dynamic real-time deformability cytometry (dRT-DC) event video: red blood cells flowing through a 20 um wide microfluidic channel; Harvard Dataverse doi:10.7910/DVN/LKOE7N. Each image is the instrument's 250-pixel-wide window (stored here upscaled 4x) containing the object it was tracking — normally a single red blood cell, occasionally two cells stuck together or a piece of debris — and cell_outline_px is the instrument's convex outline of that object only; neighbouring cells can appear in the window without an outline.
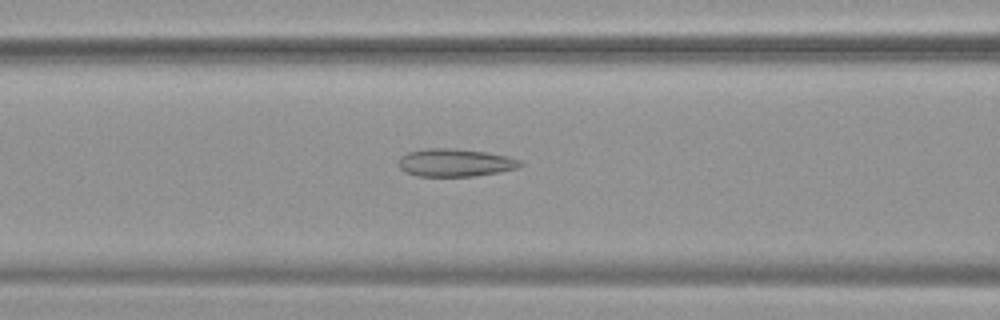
{"species": "common noctule bat (a hibernating species)", "species_latin": "Nyctalus noctula", "temperature_condition": "warm", "stored_images_in_passage": 54, "camera_frame_rate_fps": 3000, "um_per_image_px": 0.085, "animal": {"sex": "female", "body_mass_g": 19.9}, "frame": {"image": 1, "passage_image": 23, "time_ms": 7.333, "image_size_px": [1000, 320], "cell_outline_px": [[524, 164], [516, 168], [500, 172], [472, 176], [416, 176], [404, 172], [396, 164], [400, 156], [408, 152], [428, 148], [456, 148], [488, 152], [508, 156], [520, 160]], "centroid_in_image_um": [38.66, 13.82], "position_along_channel_um": 127.9, "area_um2": 20.0}}
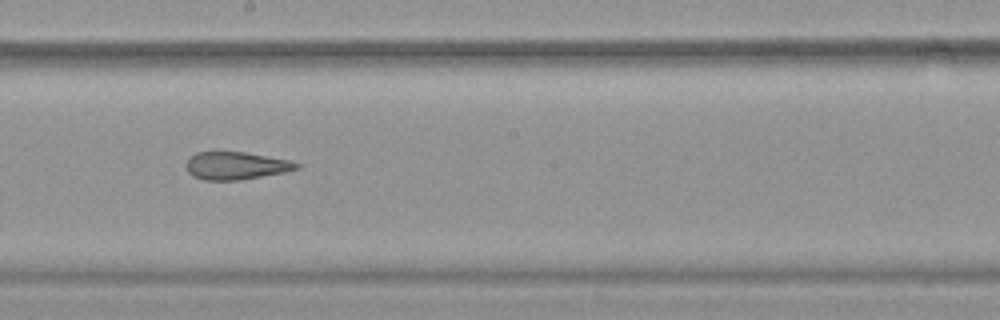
{"frame": {"image": 2, "passage_image": 31, "time_ms": 10.0, "image_size_px": [1000, 320], "cell_outline_px": [[304, 164], [300, 168], [284, 172], [240, 180], [204, 180], [192, 176], [188, 172], [184, 164], [188, 156], [196, 152], [244, 152], [288, 160]], "centroid_in_image_um": [20.02, 14.08], "position_along_channel_um": 228.2, "area_um2": 17.98}}
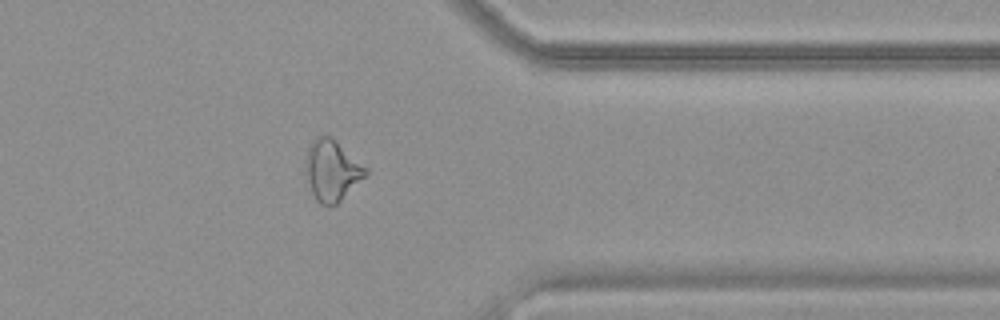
{"frame": {"image": 3, "passage_image": 44, "time_ms": 14.333, "image_size_px": [1000, 320], "cell_outline_px": [[368, 176], [336, 204], [328, 208], [320, 204], [316, 200], [312, 192], [304, 168], [304, 160], [308, 144], [316, 136], [328, 136], [336, 140], [368, 168]], "centroid_in_image_um": [28.21, 14.49], "position_along_channel_um": 383.2, "area_um2": 21.79}, "authors_computed_cell_mechanics": {"area_um2": 22.2819, "velocity_mm_per_s": 3.7784, "shape_relaxation_time_tau1_ms": null, "shape_relaxation_time_tau2_ms": 3.013, "deformation_change_tau1": null, "deformation_change_tau2": 0.1356}}